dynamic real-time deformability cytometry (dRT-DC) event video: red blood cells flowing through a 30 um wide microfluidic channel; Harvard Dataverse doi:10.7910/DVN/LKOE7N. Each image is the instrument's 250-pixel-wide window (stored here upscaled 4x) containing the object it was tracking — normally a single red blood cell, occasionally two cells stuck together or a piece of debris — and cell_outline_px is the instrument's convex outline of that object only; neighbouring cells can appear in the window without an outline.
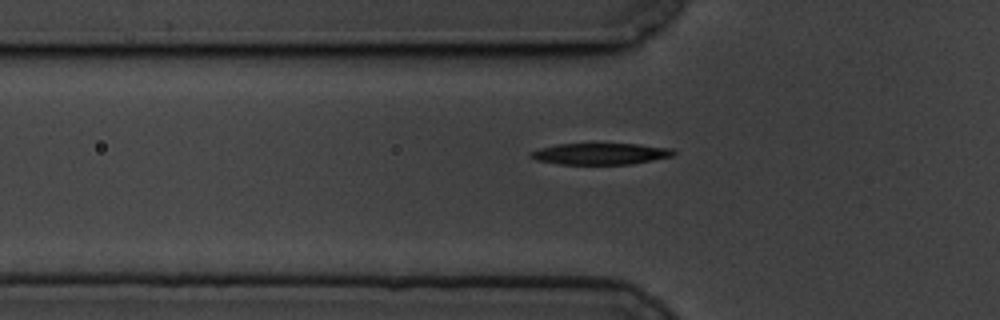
{"species": "common noctule bat (a hibernating species)", "species_latin": "Nyctalus noctula", "temperature_condition": "cold", "stored_images_in_passage": 45, "camera_frame_rate_fps": 3000, "um_per_image_px": 0.085, "animal": {"sex": "male", "body_mass_g": 19.5, "forearm_length_mm": 54.6}, "frame": {"image": 1, "passage_image": 8, "time_ms": 2.333, "image_size_px": [1000, 320], "cell_outline_px": [[676, 152], [672, 156], [632, 164], [560, 164], [536, 160], [528, 156], [528, 152], [540, 148], [556, 144], [640, 144], [672, 148]], "centroid_in_image_um": [51.01, 13.07], "position_along_channel_um": 74.8, "area_um2": 17.86}}
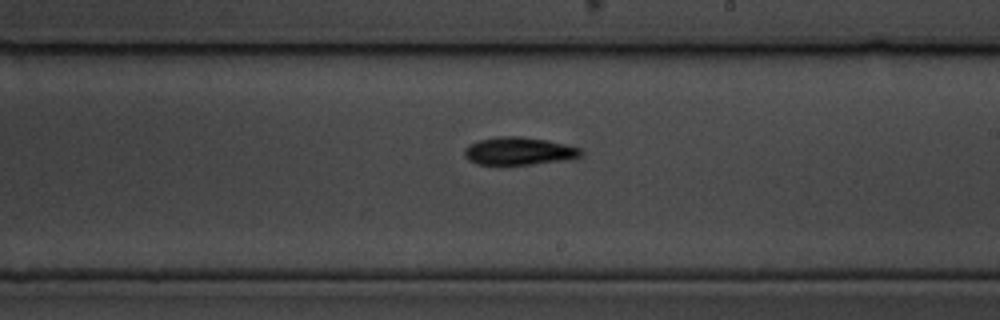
{"frame": {"image": 2, "passage_image": 23, "time_ms": 7.333, "image_size_px": [1000, 320], "cell_outline_px": [[584, 152], [580, 156], [560, 160], [532, 164], [476, 164], [468, 160], [464, 156], [464, 148], [468, 144], [480, 140], [496, 136], [520, 136], [548, 140], [580, 148]], "centroid_in_image_um": [44.05, 12.82], "position_along_channel_um": 245.0, "area_um2": 18.73}}
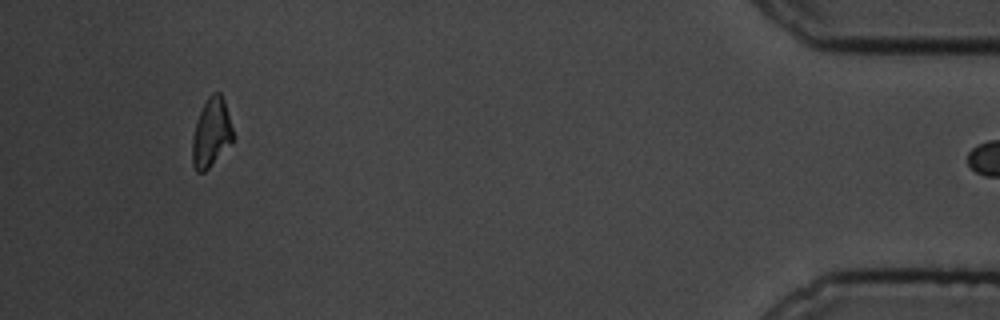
{"frame": {"image": 3, "passage_image": 44, "time_ms": 14.333, "image_size_px": [1000, 320], "cell_outline_px": [[236, 136], [232, 144], [204, 172], [196, 172], [192, 164], [192, 136], [196, 120], [208, 96], [212, 92], [220, 92], [224, 100]], "centroid_in_image_um": [17.98, 11.29], "position_along_channel_um": 417.2, "area_um2": 16.7}}